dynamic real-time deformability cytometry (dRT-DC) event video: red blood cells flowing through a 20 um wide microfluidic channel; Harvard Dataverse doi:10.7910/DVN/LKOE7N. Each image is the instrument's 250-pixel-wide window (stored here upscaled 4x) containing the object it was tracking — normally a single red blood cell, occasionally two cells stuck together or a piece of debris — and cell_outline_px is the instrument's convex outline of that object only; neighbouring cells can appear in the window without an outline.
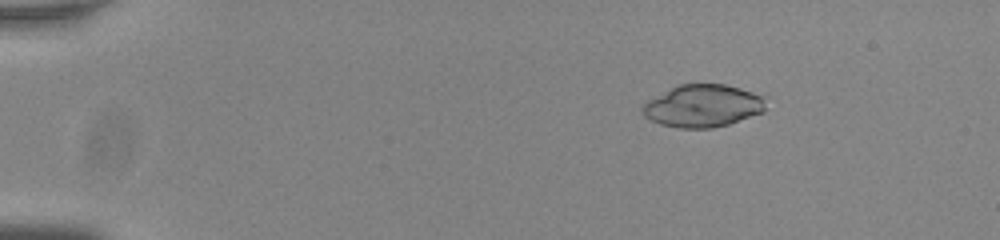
{"species": "common noctule bat (a hibernating species)", "species_latin": "Nyctalus noctula", "temperature_condition": "room temperature", "stored_images_in_passage": 56, "camera_frame_rate_fps": 3000, "um_per_image_px": 0.085, "animal": {"sex": "male", "body_mass_g": 20.0, "forearm_length_mm": 53.3}, "frame": {"image": 1, "passage_image": 10, "time_ms": 3.0, "image_size_px": [1000, 240], "cell_outline_px": [[768, 96], [764, 112], [728, 124], [712, 128], [680, 128], [660, 124], [644, 116], [640, 108], [648, 100], [676, 84], [724, 84], [740, 88]], "centroid_in_image_um": [59.77, 8.99], "position_along_channel_um": 25.2, "area_um2": 30.87}}